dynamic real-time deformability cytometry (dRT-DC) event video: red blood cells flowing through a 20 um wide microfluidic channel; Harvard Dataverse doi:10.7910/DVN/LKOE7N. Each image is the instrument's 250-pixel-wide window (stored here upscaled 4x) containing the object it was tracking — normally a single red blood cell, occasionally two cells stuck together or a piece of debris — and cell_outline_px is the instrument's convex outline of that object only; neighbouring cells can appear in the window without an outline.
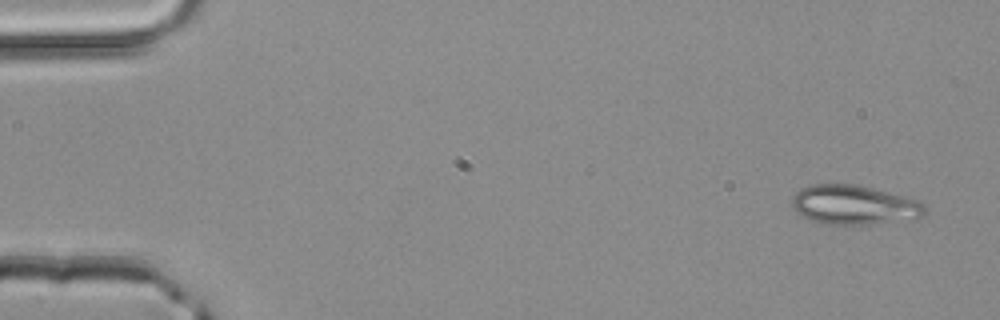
{"species": "common noctule bat (a hibernating species)", "species_latin": "Nyctalus noctula", "temperature_condition": "room temperature", "stored_images_in_passage": 3, "camera_frame_rate_fps": 3000, "um_per_image_px": 0.085, "animal": {"sex": "male", "body_mass_g": 20.4}, "frame": {"image": 1, "passage_image": 1, "time_ms": 0.0, "image_size_px": [1000, 320], "cell_outline_px": [[924, 212], [920, 216], [872, 224], [828, 224], [812, 220], [800, 216], [792, 208], [792, 196], [800, 188], [812, 184], [852, 184], [872, 188], [920, 200], [924, 204]], "centroid_in_image_um": [72.51, 17.4], "position_along_channel_um": 12.5, "area_um2": 30.11}}